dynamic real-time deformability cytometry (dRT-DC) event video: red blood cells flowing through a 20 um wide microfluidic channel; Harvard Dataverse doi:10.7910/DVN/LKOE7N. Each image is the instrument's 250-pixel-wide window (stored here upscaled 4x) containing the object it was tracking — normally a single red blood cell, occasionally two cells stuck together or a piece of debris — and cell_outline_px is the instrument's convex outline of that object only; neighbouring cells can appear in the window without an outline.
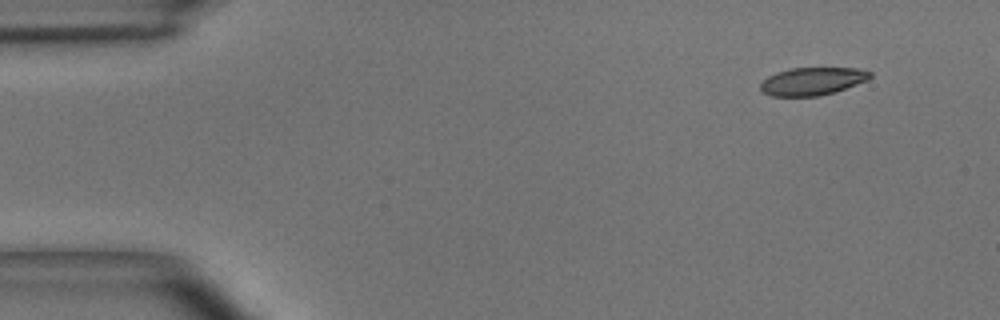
{"species": "common noctule bat (a hibernating species)", "species_latin": "Nyctalus noctula", "temperature_condition": "room temperature", "stored_images_in_passage": 4, "segment_of_instrument_passage": [2, 2], "camera_frame_rate_fps": 3000, "um_per_image_px": 0.085, "animal": {"sex": "male", "body_mass_g": 15.6}, "frame": {"image": 1, "passage_image": 4, "time_ms": 1.0, "image_size_px": [1000, 320], "cell_outline_px": [[872, 76], [868, 80], [832, 92], [816, 96], [772, 96], [764, 92], [760, 88], [760, 84], [768, 76], [776, 72], [792, 68], [860, 68], [872, 72]], "centroid_in_image_um": [69.06, 6.89], "position_along_channel_um": 15.9, "area_um2": 17.57}}